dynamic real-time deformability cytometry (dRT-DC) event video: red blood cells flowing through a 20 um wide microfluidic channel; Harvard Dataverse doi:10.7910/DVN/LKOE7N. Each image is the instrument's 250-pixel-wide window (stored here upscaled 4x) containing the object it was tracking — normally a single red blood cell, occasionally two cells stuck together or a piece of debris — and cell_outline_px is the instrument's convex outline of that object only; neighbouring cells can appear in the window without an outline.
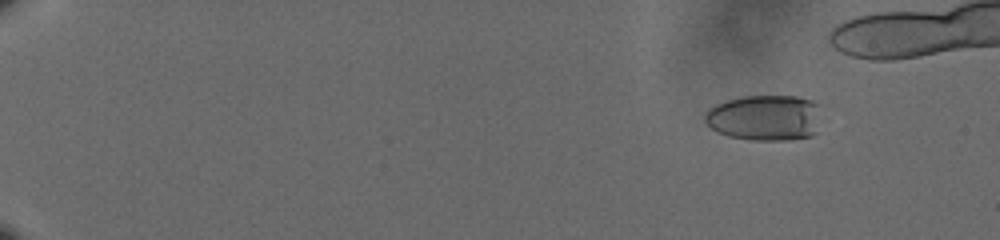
{"species": "human", "species_latin": "Homo sapiens", "temperature_condition": "cold", "stored_images_in_passage": 58, "camera_frame_rate_fps": 3000, "um_per_image_px": 0.085, "donor": {"sex": "male"}, "frame": {"image": 1, "passage_image": 9, "time_ms": 2.667, "image_size_px": [1000, 240], "cell_outline_px": [[820, 104], [816, 132], [812, 136], [788, 140], [752, 140], [728, 136], [716, 132], [704, 120], [704, 116], [708, 108], [724, 100], [740, 96], [796, 96], [812, 100]], "centroid_in_image_um": [64.99, 10.0], "position_along_channel_um": 20.0, "area_um2": 31.44}}
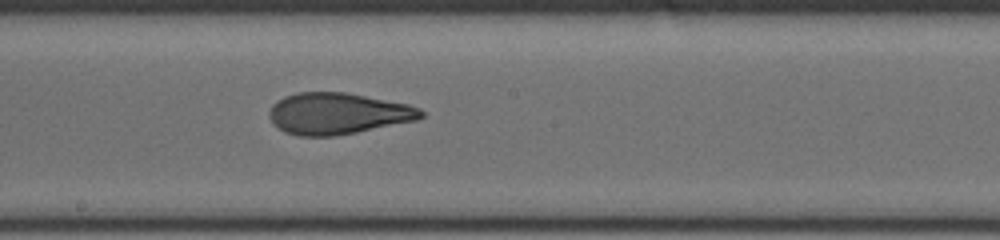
{"frame": {"image": 2, "passage_image": 39, "time_ms": 12.667, "image_size_px": [1000, 240], "cell_outline_px": [[424, 116], [416, 120], [336, 136], [300, 136], [284, 132], [272, 124], [268, 116], [268, 112], [272, 104], [276, 100], [284, 96], [296, 92], [344, 92], [408, 104], [420, 108], [424, 112]], "centroid_in_image_um": [28.65, 9.65], "position_along_channel_um": 219.5, "area_um2": 36.76}}
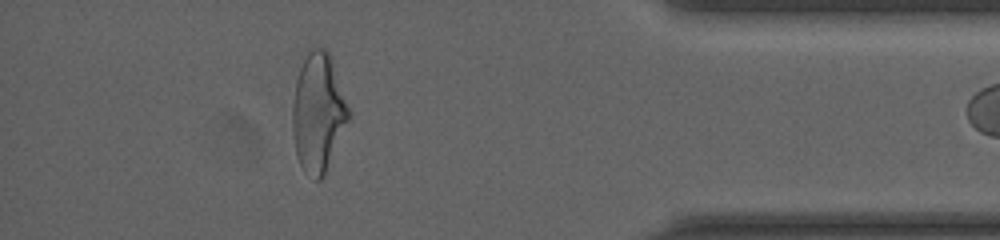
{"frame": {"image": 3, "passage_image": 57, "time_ms": 18.667, "image_size_px": [1000, 240], "cell_outline_px": [[348, 120], [324, 176], [320, 180], [316, 180], [304, 172], [296, 156], [292, 128], [292, 104], [296, 80], [300, 68], [308, 48], [324, 48], [332, 56], [348, 108]], "centroid_in_image_um": [27.01, 9.56], "position_along_channel_um": 408.2, "area_um2": 38.67}}